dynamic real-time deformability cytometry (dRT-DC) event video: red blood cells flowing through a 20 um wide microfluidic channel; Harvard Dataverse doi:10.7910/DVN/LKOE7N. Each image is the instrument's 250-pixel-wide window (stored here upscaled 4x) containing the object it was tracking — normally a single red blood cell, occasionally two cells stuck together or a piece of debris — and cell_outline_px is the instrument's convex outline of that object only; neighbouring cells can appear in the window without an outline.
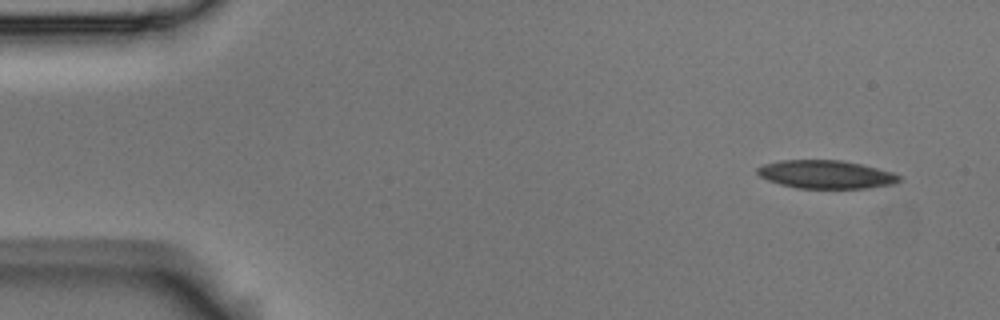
{"species": "Egyptian fruit bat (a non-hibernating species)", "species_latin": "Rousettus aegyptiacus", "temperature_condition": "room temperature", "stored_images_in_passage": 7, "camera_frame_rate_fps": 3000, "um_per_image_px": 0.085, "animal": {"sex": "male"}, "frame": {"image": 1, "passage_image": 1, "time_ms": 0.0, "image_size_px": [1000, 320], "cell_outline_px": [[900, 180], [896, 184], [868, 188], [796, 188], [780, 184], [768, 180], [760, 176], [756, 172], [756, 168], [764, 164], [780, 160], [840, 160], [860, 164], [892, 172], [900, 176]], "centroid_in_image_um": [70.19, 14.83], "position_along_channel_um": 14.8, "area_um2": 23.29}}
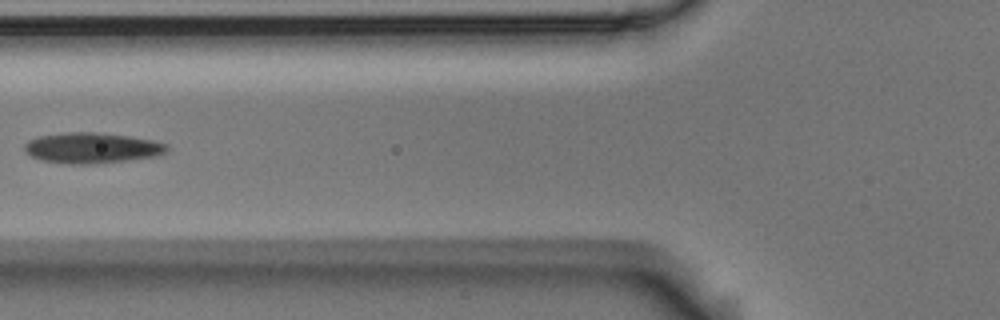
{"frame": {"image": 2, "passage_image": 6, "time_ms": 1.667, "image_size_px": [1000, 320], "cell_outline_px": [[168, 148], [164, 152], [156, 156], [92, 164], [68, 164], [44, 160], [32, 156], [24, 152], [24, 144], [28, 140], [40, 136], [68, 132], [92, 132], [128, 136], [152, 140], [168, 144]], "centroid_in_image_um": [7.78, 12.57], "position_along_channel_um": 118.0, "area_um2": 25.09}}
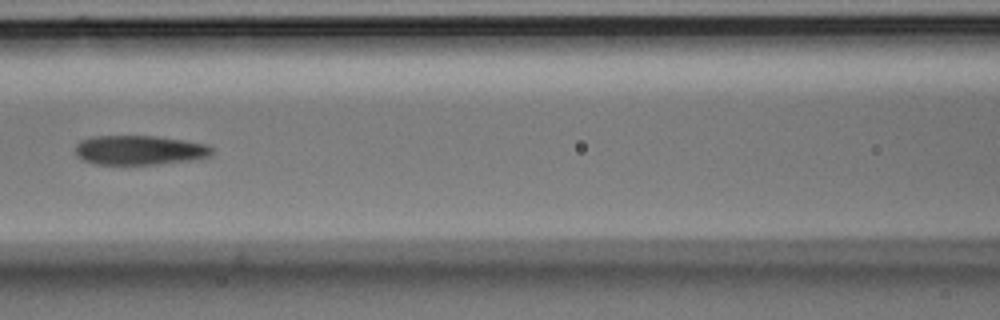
{"frame": {"image": 3, "passage_image": 7, "time_ms": 2.0, "image_size_px": [1000, 320], "cell_outline_px": [[212, 152], [208, 156], [188, 160], [156, 164], [96, 164], [84, 160], [76, 156], [76, 144], [80, 140], [92, 136], [156, 136], [184, 140], [204, 144], [212, 148]], "centroid_in_image_um": [11.79, 12.75], "position_along_channel_um": 154.8, "area_um2": 23.18}}